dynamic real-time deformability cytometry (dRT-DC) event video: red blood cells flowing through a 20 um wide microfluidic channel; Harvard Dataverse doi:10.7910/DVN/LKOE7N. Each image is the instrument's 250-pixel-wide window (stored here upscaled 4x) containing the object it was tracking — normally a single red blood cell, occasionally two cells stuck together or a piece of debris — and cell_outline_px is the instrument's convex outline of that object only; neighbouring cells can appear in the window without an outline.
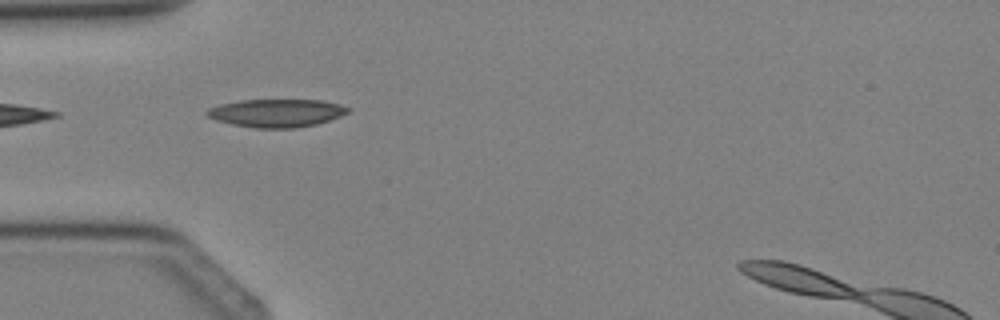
{"species": "Egyptian fruit bat (a non-hibernating species)", "species_latin": "Rousettus aegyptiacus", "temperature_condition": "cold", "stored_images_in_passage": 3, "camera_frame_rate_fps": 3000, "um_per_image_px": 0.085, "animal": {"sex": "female"}, "frame": {"image": 1, "passage_image": 3, "time_ms": 2.333, "image_size_px": [1000, 320], "cell_outline_px": [[352, 108], [348, 112], [340, 116], [316, 124], [296, 128], [252, 128], [232, 124], [216, 120], [208, 116], [204, 112], [208, 108], [220, 104], [240, 100], [320, 100], [340, 104]], "centroid_in_image_um": [23.49, 9.6], "position_along_channel_um": 61.5, "area_um2": 23.06}}